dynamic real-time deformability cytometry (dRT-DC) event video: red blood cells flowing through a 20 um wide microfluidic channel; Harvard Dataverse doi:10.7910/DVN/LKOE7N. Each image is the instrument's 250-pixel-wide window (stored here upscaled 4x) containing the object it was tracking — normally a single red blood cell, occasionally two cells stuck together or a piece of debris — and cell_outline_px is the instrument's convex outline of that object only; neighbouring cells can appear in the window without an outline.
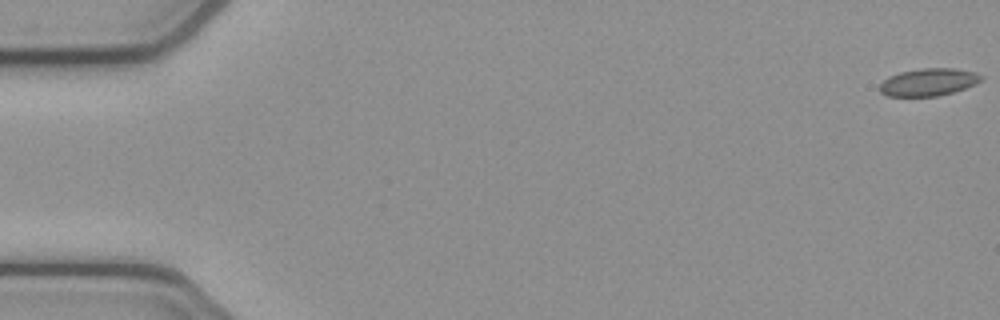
{"species": "common noctule bat (a hibernating species)", "species_latin": "Nyctalus noctula", "temperature_condition": "cold", "stored_images_in_passage": 54, "camera_frame_rate_fps": 3000, "um_per_image_px": 0.085, "animal": {"sex": "female", "body_mass_g": 21.9}, "frame": {"image": 1, "passage_image": 1, "time_ms": 0.0, "image_size_px": [1000, 320], "cell_outline_px": [[984, 76], [976, 84], [952, 92], [936, 96], [888, 96], [880, 92], [880, 84], [888, 76], [900, 72], [920, 68], [956, 68], [976, 72]], "centroid_in_image_um": [78.93, 6.96], "position_along_channel_um": 6.1, "area_um2": 16.24}}
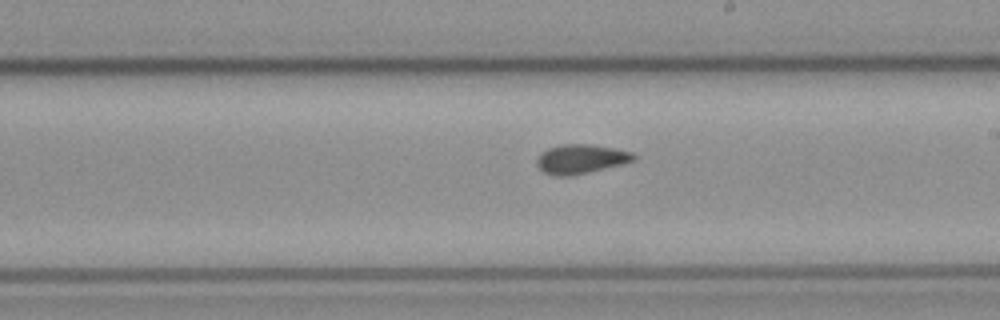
{"frame": {"image": 2, "passage_image": 31, "time_ms": 10.0, "image_size_px": [1000, 320], "cell_outline_px": [[636, 160], [572, 176], [552, 176], [544, 172], [536, 164], [536, 160], [540, 152], [548, 148], [560, 144], [592, 144], [632, 152], [636, 156]], "centroid_in_image_um": [49.33, 13.51], "position_along_channel_um": 239.7, "area_um2": 16.53}}
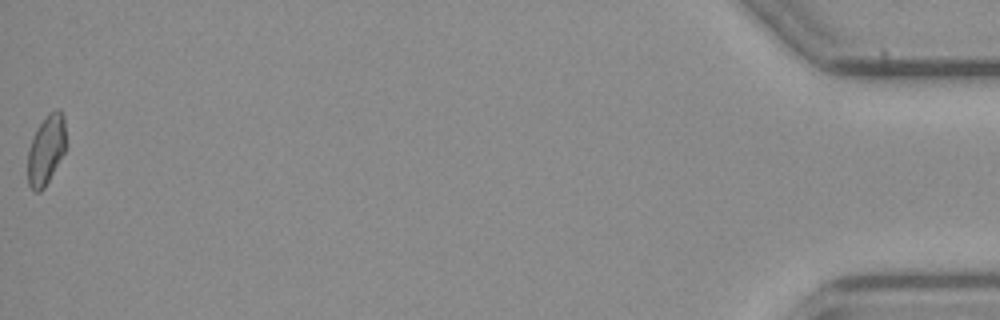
{"frame": {"image": 3, "passage_image": 54, "time_ms": 17.667, "image_size_px": [1000, 320], "cell_outline_px": [[64, 152], [44, 188], [40, 192], [36, 192], [28, 184], [28, 148], [36, 128], [48, 112], [56, 108], [60, 108], [64, 116]], "centroid_in_image_um": [3.9, 12.69], "position_along_channel_um": 431.3, "area_um2": 15.37}, "authors_computed_cell_mechanics": {"area_um2": 16.2996, "velocity_mm_per_s": 3.8577, "shape_relaxation_time_tau1_ms": 9.914, "shape_relaxation_time_tau2_ms": 1.525, "deformation_change_tau1": 0.1378, "deformation_change_tau2": 0.0572}}